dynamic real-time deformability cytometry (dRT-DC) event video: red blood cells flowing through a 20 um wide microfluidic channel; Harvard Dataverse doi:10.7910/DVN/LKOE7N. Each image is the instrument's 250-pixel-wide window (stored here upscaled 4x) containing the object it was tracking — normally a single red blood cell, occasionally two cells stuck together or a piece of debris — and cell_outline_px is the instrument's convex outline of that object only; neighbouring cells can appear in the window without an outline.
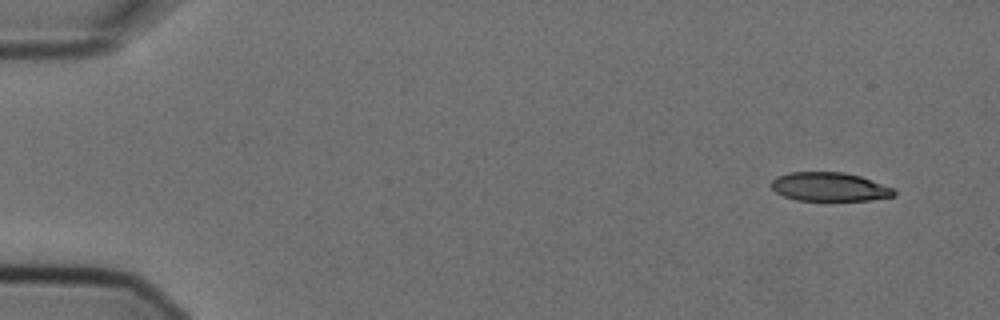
{"species": "Egyptian fruit bat (a non-hibernating species)", "species_latin": "Rousettus aegyptiacus", "temperature_condition": "cold", "stored_images_in_passage": 3, "camera_frame_rate_fps": 3000, "um_per_image_px": 0.085, "animal": {"sex": "female"}, "frame": {"image": 1, "passage_image": 1, "time_ms": 0.0, "image_size_px": [1000, 320], "cell_outline_px": [[896, 196], [868, 200], [796, 200], [784, 196], [776, 192], [772, 188], [772, 180], [776, 176], [788, 172], [844, 172], [860, 176], [896, 188]], "centroid_in_image_um": [70.54, 15.87], "position_along_channel_um": 14.5, "area_um2": 20.69}}